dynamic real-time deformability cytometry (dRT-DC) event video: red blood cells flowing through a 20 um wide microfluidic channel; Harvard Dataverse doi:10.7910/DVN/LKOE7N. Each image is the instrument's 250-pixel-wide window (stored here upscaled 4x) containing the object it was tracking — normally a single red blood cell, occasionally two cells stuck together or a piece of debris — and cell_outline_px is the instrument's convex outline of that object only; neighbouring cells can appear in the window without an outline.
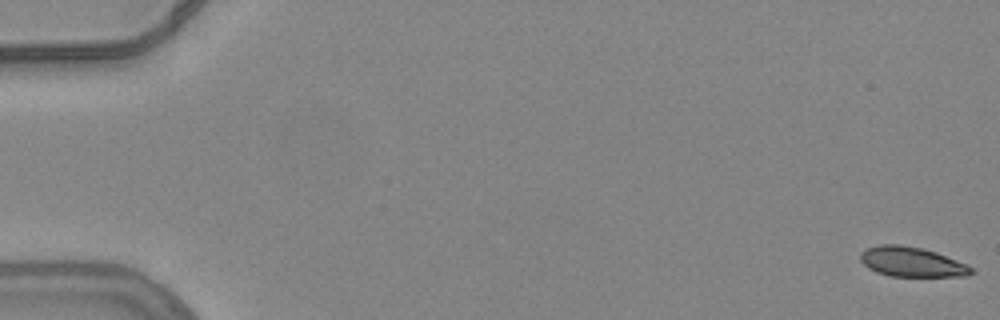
{"species": "common noctule bat (a hibernating species)", "species_latin": "Nyctalus noctula", "temperature_condition": "warm", "stored_images_in_passage": 51, "camera_frame_rate_fps": 3000, "um_per_image_px": 0.085, "animal": {"sex": "female", "body_mass_g": 24.6, "forearm_length_mm": 56.2}, "frame": {"image": 1, "passage_image": 1, "time_ms": 0.0, "image_size_px": [1000, 320], "cell_outline_px": [[976, 272], [968, 276], [888, 276], [876, 272], [868, 268], [860, 260], [860, 252], [868, 248], [880, 244], [900, 244], [920, 248], [936, 252], [956, 260], [972, 268]], "centroid_in_image_um": [77.47, 22.27], "position_along_channel_um": 7.5, "area_um2": 19.19}}
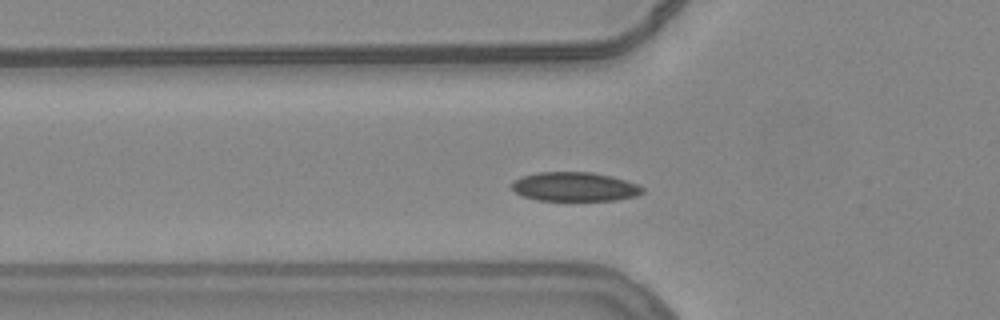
{"frame": {"image": 2, "passage_image": 15, "time_ms": 4.667, "image_size_px": [1000, 320], "cell_outline_px": [[644, 192], [636, 196], [616, 200], [536, 200], [524, 196], [516, 192], [512, 188], [512, 184], [520, 176], [536, 172], [592, 172], [612, 176], [636, 184], [644, 188]], "centroid_in_image_um": [48.85, 15.86], "position_along_channel_um": 76.9, "area_um2": 22.08}}
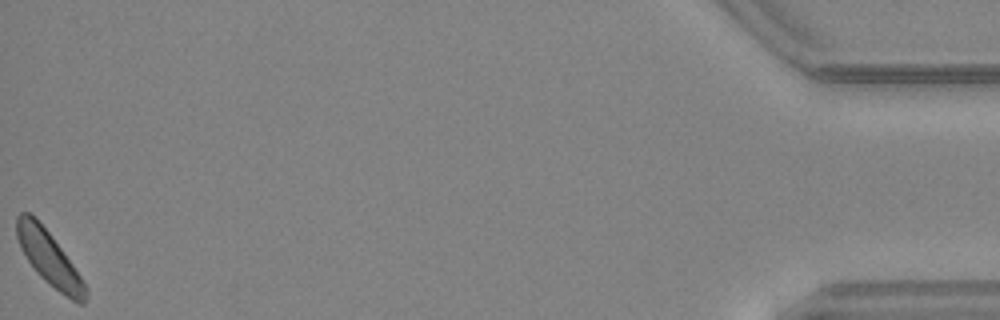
{"frame": {"image": 3, "passage_image": 51, "time_ms": 16.667, "image_size_px": [1000, 320], "cell_outline_px": [[88, 292], [84, 304], [76, 304], [48, 284], [36, 272], [24, 256], [20, 248], [16, 236], [16, 216], [20, 212], [28, 212], [48, 232], [72, 264], [88, 288]], "centroid_in_image_um": [4.17, 22.01], "position_along_channel_um": 431.0, "area_um2": 21.5}, "authors_computed_cell_mechanics": {"area_um2": 21.7328, "velocity_mm_per_s": 3.7522, "shape_relaxation_time_tau1_ms": 2.6429, "shape_relaxation_time_tau2_ms": null, "deformation_change_tau1": 0.0642, "deformation_change_tau2": null}}